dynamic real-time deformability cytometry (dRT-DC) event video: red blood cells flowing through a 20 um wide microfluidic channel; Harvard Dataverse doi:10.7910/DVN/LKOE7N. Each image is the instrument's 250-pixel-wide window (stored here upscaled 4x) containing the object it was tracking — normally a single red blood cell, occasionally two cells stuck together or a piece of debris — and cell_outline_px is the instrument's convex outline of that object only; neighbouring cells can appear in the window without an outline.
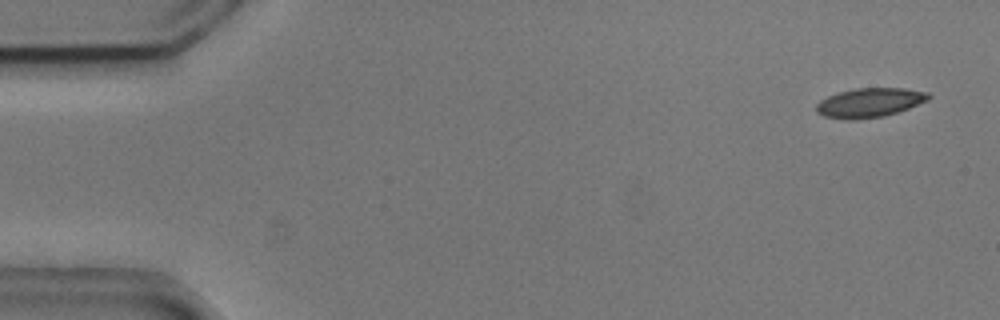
{"species": "common noctule bat (a hibernating species)", "species_latin": "Nyctalus noctula", "temperature_condition": "cold", "stored_images_in_passage": 5, "segment_of_instrument_passage": [2, 2], "camera_frame_rate_fps": 3000, "um_per_image_px": 0.085, "animal": {"sex": "male", "body_mass_g": 20.5, "forearm_length_mm": 52.5}, "frame": {"image": 1, "passage_image": 5, "time_ms": 1.333, "image_size_px": [1000, 320], "cell_outline_px": [[932, 96], [928, 100], [908, 108], [884, 116], [856, 120], [844, 120], [824, 116], [816, 112], [816, 104], [820, 100], [828, 96], [840, 92], [856, 88], [904, 88], [928, 92]], "centroid_in_image_um": [73.9, 8.73], "position_along_channel_um": 11.1, "area_um2": 19.19}}